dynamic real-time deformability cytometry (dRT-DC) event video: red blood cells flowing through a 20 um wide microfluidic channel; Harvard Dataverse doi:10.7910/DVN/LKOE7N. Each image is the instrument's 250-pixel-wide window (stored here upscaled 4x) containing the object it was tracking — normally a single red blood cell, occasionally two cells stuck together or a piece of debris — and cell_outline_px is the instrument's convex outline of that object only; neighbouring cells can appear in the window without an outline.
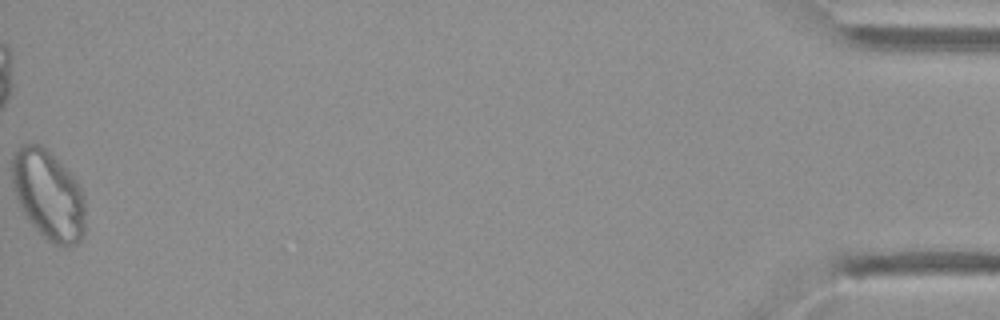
{"species": "Egyptian fruit bat (a non-hibernating species)", "species_latin": "Rousettus aegyptiacus", "temperature_condition": "cold", "stored_images_in_passage": 34, "camera_frame_rate_fps": 3000, "um_per_image_px": 0.085, "animal": {"sex": "female"}, "frame": {"image": 1, "passage_image": 34, "time_ms": 11.0, "image_size_px": [1000, 320], "cell_outline_px": [[84, 232], [80, 240], [76, 244], [68, 248], [56, 244], [48, 240], [28, 220], [20, 208], [12, 184], [12, 152], [20, 144], [40, 144], [72, 172], [84, 196]], "centroid_in_image_um": [4.1, 16.54], "position_along_channel_um": 431.1, "area_um2": 38.44}}